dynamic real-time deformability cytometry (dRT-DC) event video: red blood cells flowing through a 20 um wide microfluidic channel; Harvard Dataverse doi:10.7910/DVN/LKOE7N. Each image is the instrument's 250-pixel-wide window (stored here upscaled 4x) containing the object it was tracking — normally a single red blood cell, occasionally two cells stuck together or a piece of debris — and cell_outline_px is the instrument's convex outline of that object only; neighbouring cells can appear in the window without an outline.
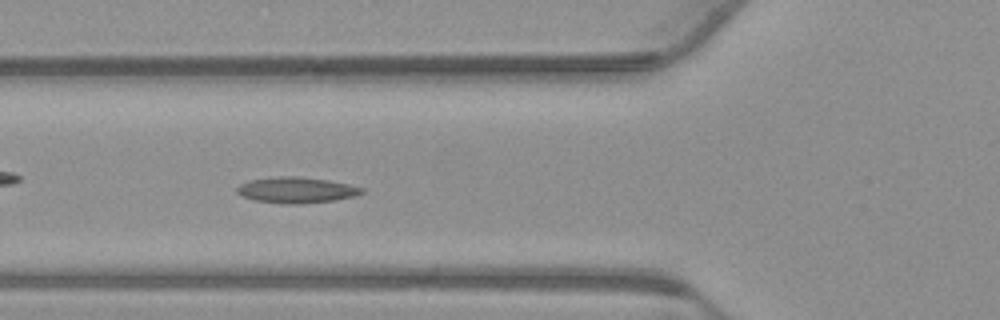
{"species": "common noctule bat (a hibernating species)", "species_latin": "Nyctalus noctula", "temperature_condition": "warm", "stored_images_in_passage": 53, "camera_frame_rate_fps": 3000, "um_per_image_px": 0.085, "animal": {"sex": "male", "body_mass_g": 23.1, "forearm_length_mm": 52.7}, "frame": {"image": 1, "passage_image": 18, "time_ms": 5.667, "image_size_px": [1000, 320], "cell_outline_px": [[364, 192], [356, 196], [332, 200], [300, 204], [284, 204], [256, 200], [244, 196], [236, 192], [236, 188], [240, 184], [248, 180], [276, 176], [296, 176], [328, 180], [348, 184], [364, 188]], "centroid_in_image_um": [25.19, 16.14], "position_along_channel_um": 100.6, "area_um2": 18.79}}
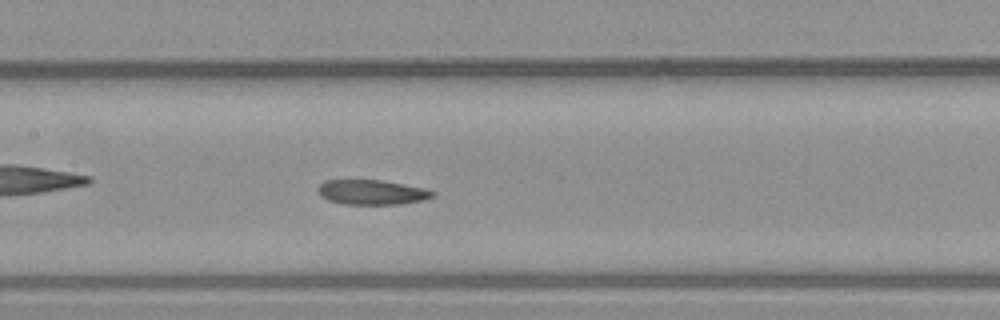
{"frame": {"image": 2, "passage_image": 24, "time_ms": 7.667, "image_size_px": [1000, 320], "cell_outline_px": [[436, 196], [424, 200], [400, 204], [344, 204], [328, 200], [320, 196], [316, 188], [324, 180], [384, 180], [424, 188], [436, 192]], "centroid_in_image_um": [31.61, 16.34], "position_along_channel_um": 175.8, "area_um2": 16.76}}
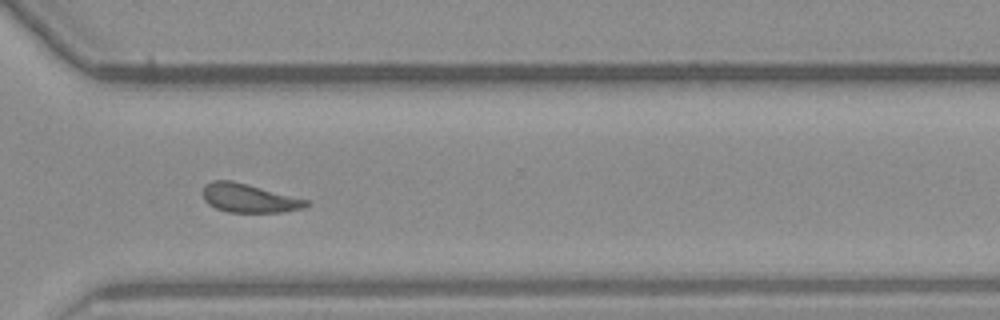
{"frame": {"image": 3, "passage_image": 38, "time_ms": 12.333, "image_size_px": [1000, 320], "cell_outline_px": [[312, 204], [304, 208], [284, 212], [228, 212], [216, 208], [208, 204], [204, 200], [200, 192], [204, 184], [212, 180], [232, 180], [248, 184], [308, 200]], "centroid_in_image_um": [21.13, 16.83], "position_along_channel_um": 349.5, "area_um2": 17.57}}